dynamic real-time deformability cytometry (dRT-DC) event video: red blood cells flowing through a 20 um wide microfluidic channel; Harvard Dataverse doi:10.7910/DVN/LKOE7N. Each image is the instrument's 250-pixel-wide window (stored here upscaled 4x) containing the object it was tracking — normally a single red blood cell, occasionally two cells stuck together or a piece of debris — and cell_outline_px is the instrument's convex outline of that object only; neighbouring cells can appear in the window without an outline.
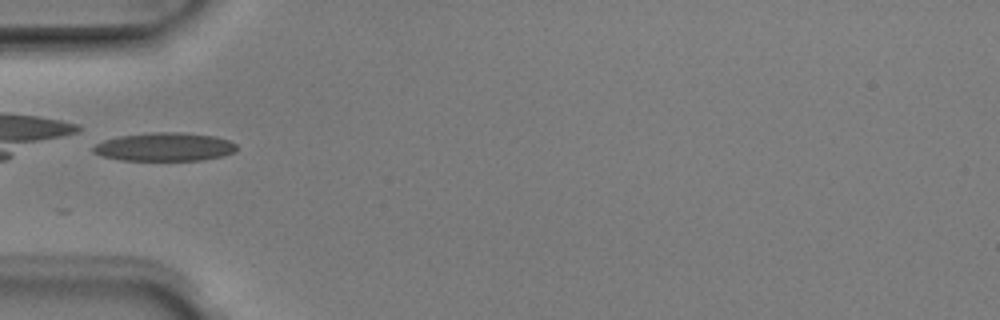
{"species": "Egyptian fruit bat (a non-hibernating species)", "species_latin": "Rousettus aegyptiacus", "temperature_condition": "room temperature", "stored_images_in_passage": 5, "camera_frame_rate_fps": 3000, "um_per_image_px": 0.085, "animal": {"sex": "male"}, "frame": {"image": 1, "passage_image": 5, "time_ms": 1.333, "image_size_px": [1000, 320], "cell_outline_px": [[236, 148], [232, 152], [224, 156], [204, 160], [120, 160], [100, 156], [92, 152], [92, 148], [96, 144], [104, 140], [120, 136], [152, 132], [184, 132], [216, 136], [228, 140], [236, 144]], "centroid_in_image_um": [13.98, 12.48], "position_along_channel_um": 71.0, "area_um2": 23.87}}